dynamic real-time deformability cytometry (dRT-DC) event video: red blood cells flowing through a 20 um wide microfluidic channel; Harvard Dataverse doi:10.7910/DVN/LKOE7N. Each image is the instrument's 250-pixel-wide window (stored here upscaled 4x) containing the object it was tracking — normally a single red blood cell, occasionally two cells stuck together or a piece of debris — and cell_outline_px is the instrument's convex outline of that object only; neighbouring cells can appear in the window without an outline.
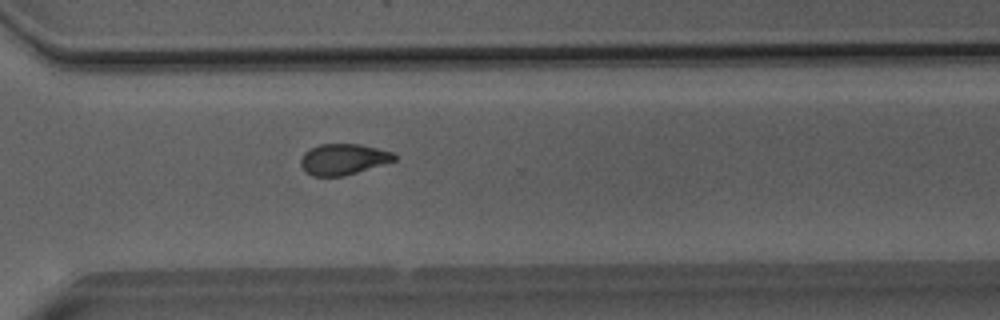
{"species": "Egyptian fruit bat (a non-hibernating species)", "species_latin": "Rousettus aegyptiacus", "temperature_condition": "room temperature", "stored_images_in_passage": 39, "camera_frame_rate_fps": 3000, "um_per_image_px": 0.085, "animal": {"sex": "male"}, "frame": {"image": 1, "passage_image": 25, "time_ms": 8.0, "image_size_px": [1000, 320], "cell_outline_px": [[396, 160], [344, 176], [312, 176], [300, 164], [300, 160], [304, 152], [320, 144], [360, 144], [392, 152], [396, 156]], "centroid_in_image_um": [29.17, 13.53], "position_along_channel_um": 341.4, "area_um2": 16.65}}
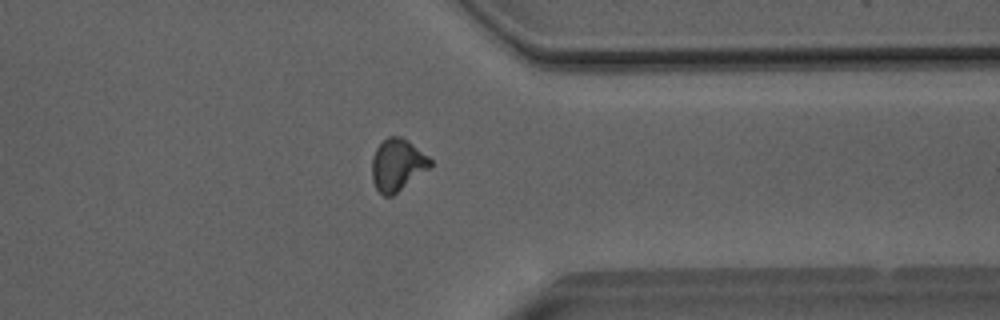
{"frame": {"image": 2, "passage_image": 28, "time_ms": 9.0, "image_size_px": [1000, 320], "cell_outline_px": [[432, 164], [428, 168], [392, 196], [384, 196], [376, 188], [372, 180], [372, 156], [376, 148], [388, 136], [400, 136], [412, 144], [428, 156], [432, 160]], "centroid_in_image_um": [33.75, 14.01], "position_along_channel_um": 377.7, "area_um2": 17.34}}
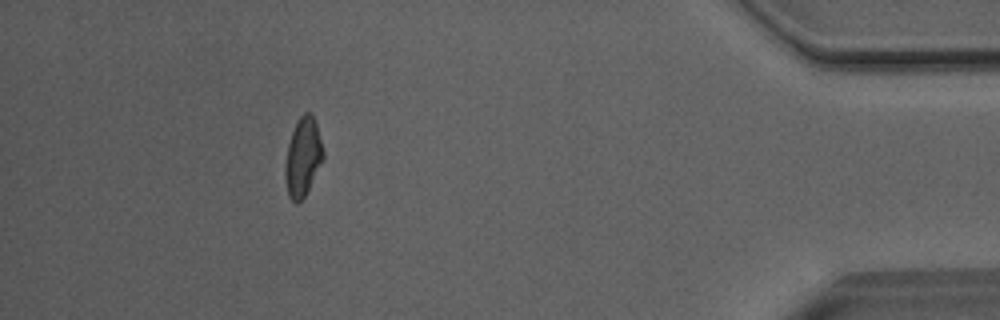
{"frame": {"image": 3, "passage_image": 34, "time_ms": 11.0, "image_size_px": [1000, 320], "cell_outline_px": [[324, 156], [304, 196], [296, 204], [288, 196], [284, 172], [288, 144], [292, 132], [300, 116], [304, 112], [312, 112], [316, 124], [324, 152]], "centroid_in_image_um": [25.73, 13.32], "position_along_channel_um": 409.5, "area_um2": 16.99}, "authors_computed_cell_mechanics": {"area_um2": 17.1666, "velocity_mm_per_s": 4.0816, "shape_relaxation_time_tau1_ms": 7.5078, "shape_relaxation_time_tau2_ms": 2.4402, "deformation_change_tau1": 0.199, "deformation_change_tau2": 0.0894}}